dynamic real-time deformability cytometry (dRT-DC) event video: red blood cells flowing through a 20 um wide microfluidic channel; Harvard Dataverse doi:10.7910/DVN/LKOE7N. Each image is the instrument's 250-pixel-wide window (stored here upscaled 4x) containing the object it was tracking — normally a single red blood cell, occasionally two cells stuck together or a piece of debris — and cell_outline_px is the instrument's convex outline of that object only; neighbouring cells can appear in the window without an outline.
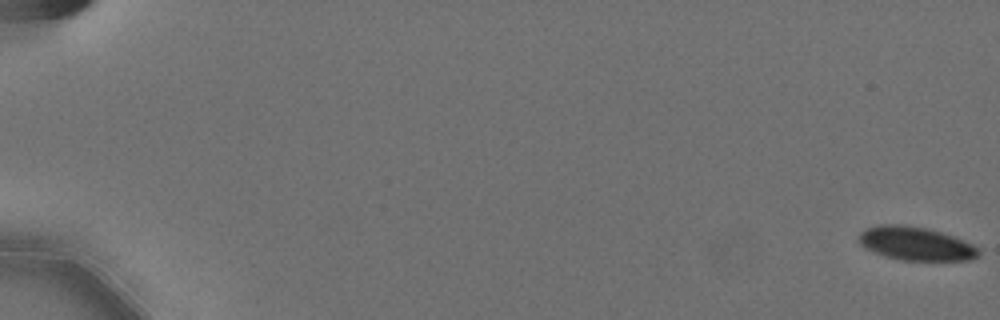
{"species": "Egyptian fruit bat (a non-hibernating species)", "species_latin": "Rousettus aegyptiacus", "temperature_condition": "cold", "stored_images_in_passage": 23, "camera_frame_rate_fps": 3000, "um_per_image_px": 0.085, "animal": {"sex": "female"}, "frame": {"image": 1, "passage_image": 1, "time_ms": 0.0, "image_size_px": [1000, 320], "cell_outline_px": [[980, 256], [972, 260], [900, 260], [864, 248], [856, 240], [860, 232], [864, 228], [880, 224], [908, 224], [928, 228], [964, 240], [980, 248]], "centroid_in_image_um": [77.83, 20.69], "position_along_channel_um": 7.2, "area_um2": 23.7}}
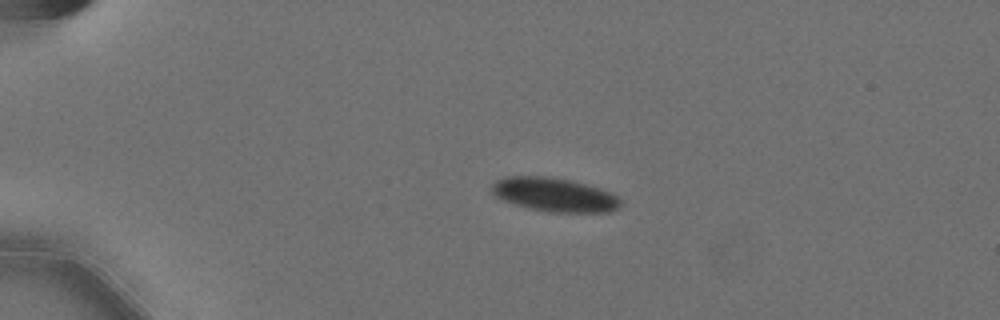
{"frame": {"image": 2, "passage_image": 15, "time_ms": 4.667, "image_size_px": [1000, 320], "cell_outline_px": [[620, 204], [616, 208], [608, 212], [548, 212], [528, 208], [500, 200], [492, 192], [492, 184], [496, 180], [504, 176], [552, 176], [572, 180], [600, 188], [612, 192], [620, 196]], "centroid_in_image_um": [47.11, 16.53], "position_along_channel_um": 37.9, "area_um2": 25.72}}